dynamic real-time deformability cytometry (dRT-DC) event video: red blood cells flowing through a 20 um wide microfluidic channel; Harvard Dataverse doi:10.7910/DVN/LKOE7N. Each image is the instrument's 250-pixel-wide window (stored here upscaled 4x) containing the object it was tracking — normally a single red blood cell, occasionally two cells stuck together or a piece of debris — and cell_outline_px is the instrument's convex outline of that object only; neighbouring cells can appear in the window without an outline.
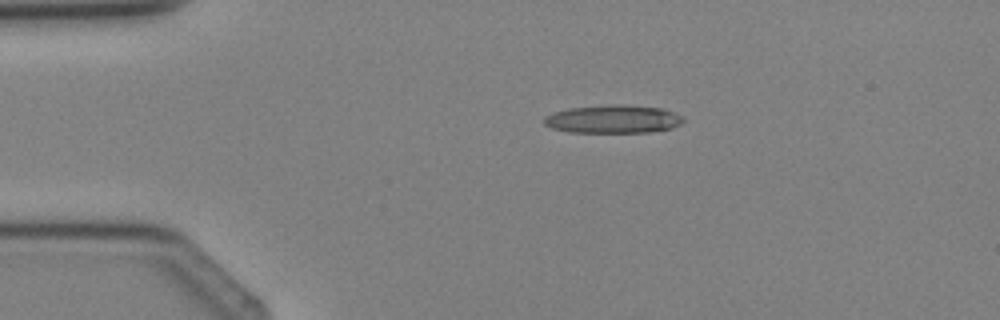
{"species": "Egyptian fruit bat (a non-hibernating species)", "species_latin": "Rousettus aegyptiacus", "temperature_condition": "cold", "stored_images_in_passage": 2, "camera_frame_rate_fps": 3000, "um_per_image_px": 0.085, "animal": {"sex": "female"}, "frame": {"image": 1, "passage_image": 1, "time_ms": 0.0, "image_size_px": [1000, 320], "cell_outline_px": [[684, 120], [680, 124], [672, 128], [648, 132], [568, 132], [552, 128], [544, 124], [544, 116], [552, 112], [568, 108], [612, 104], [620, 104], [664, 108], [684, 116]], "centroid_in_image_um": [52.12, 10.11], "position_along_channel_um": 32.9, "area_um2": 23.06}}